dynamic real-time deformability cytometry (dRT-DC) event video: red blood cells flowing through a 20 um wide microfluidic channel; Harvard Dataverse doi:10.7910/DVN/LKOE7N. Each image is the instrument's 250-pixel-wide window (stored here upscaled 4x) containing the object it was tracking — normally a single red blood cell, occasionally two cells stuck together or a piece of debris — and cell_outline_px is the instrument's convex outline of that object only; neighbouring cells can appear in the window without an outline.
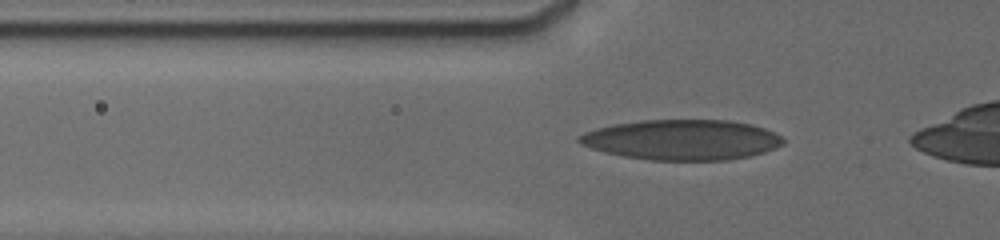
{"species": "human", "species_latin": "Homo sapiens", "temperature_condition": "cold", "stored_images_in_passage": 46, "camera_frame_rate_fps": 3000, "um_per_image_px": 0.085, "donor": {"sex": "male"}, "frame": {"image": 1, "passage_image": 8, "time_ms": 1.333, "image_size_px": [1000, 240], "cell_outline_px": [[784, 144], [764, 152], [752, 156], [728, 160], [648, 160], [624, 156], [604, 152], [580, 144], [576, 140], [576, 136], [584, 132], [596, 128], [612, 124], [640, 120], [732, 120], [752, 124], [764, 128], [780, 136], [784, 140]], "centroid_in_image_um": [57.94, 11.88], "position_along_channel_um": 67.9, "area_um2": 48.21}}
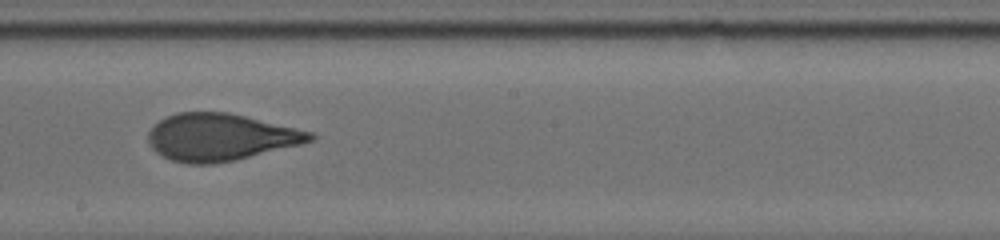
{"frame": {"image": 2, "passage_image": 31, "time_ms": 5.667, "image_size_px": [1000, 240], "cell_outline_px": [[316, 136], [312, 140], [300, 144], [236, 160], [212, 164], [188, 164], [172, 160], [156, 152], [152, 148], [148, 140], [148, 132], [160, 120], [176, 112], [228, 112], [296, 128], [312, 132]], "centroid_in_image_um": [18.71, 11.66], "position_along_channel_um": 229.5, "area_um2": 44.1}}
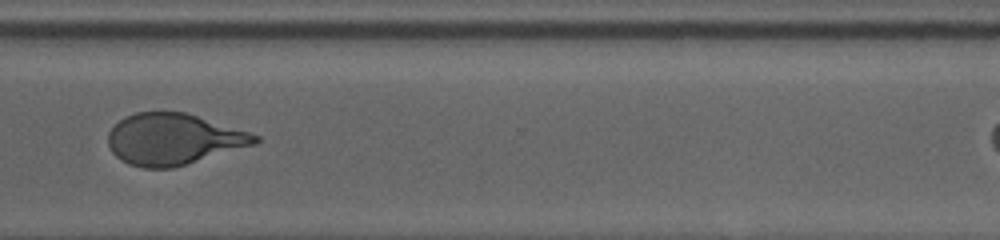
{"frame": {"image": 3, "passage_image": 45, "time_ms": 9.0, "image_size_px": [1000, 240], "cell_outline_px": [[260, 140], [256, 144], [172, 168], [144, 168], [128, 164], [116, 156], [112, 152], [108, 144], [108, 132], [124, 116], [136, 112], [184, 112], [248, 132], [260, 136]], "centroid_in_image_um": [14.71, 11.83], "position_along_channel_um": 355.9, "area_um2": 43.47}}